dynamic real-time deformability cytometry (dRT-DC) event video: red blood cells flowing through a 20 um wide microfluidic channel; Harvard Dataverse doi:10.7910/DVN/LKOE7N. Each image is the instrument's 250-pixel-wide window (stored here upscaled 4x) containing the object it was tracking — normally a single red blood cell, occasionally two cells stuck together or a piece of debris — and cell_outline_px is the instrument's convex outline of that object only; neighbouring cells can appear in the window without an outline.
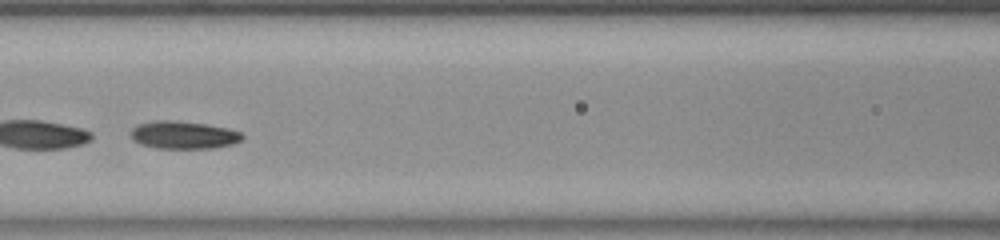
{"species": "common noctule bat (a hibernating species)", "species_latin": "Nyctalus noctula", "temperature_condition": "room temperature", "stored_images_in_passage": 47, "segment_of_instrument_passage": [2, 2], "camera_frame_rate_fps": 3000, "um_per_image_px": 0.085, "animal": {"sex": "female", "body_mass_g": 23.0, "forearm_length_mm": 53.4}, "frame": {"image": 1, "passage_image": 18, "time_ms": 5.667, "image_size_px": [1000, 240], "cell_outline_px": [[244, 136], [240, 140], [232, 144], [216, 148], [156, 148], [140, 144], [132, 140], [132, 128], [140, 124], [204, 124], [228, 128], [240, 132]], "centroid_in_image_um": [15.68, 11.55], "position_along_channel_um": 150.9, "area_um2": 16.7}}